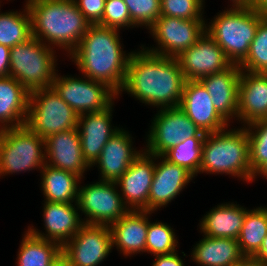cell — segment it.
I'll list each match as a JSON object with an SVG mask.
<instances>
[{
    "instance_id": "obj_1",
    "label": "cell",
    "mask_w": 267,
    "mask_h": 266,
    "mask_svg": "<svg viewBox=\"0 0 267 266\" xmlns=\"http://www.w3.org/2000/svg\"><path fill=\"white\" fill-rule=\"evenodd\" d=\"M186 79L176 57L152 53L143 46L133 51L127 67L126 92L145 105L163 108L179 107Z\"/></svg>"
},
{
    "instance_id": "obj_2",
    "label": "cell",
    "mask_w": 267,
    "mask_h": 266,
    "mask_svg": "<svg viewBox=\"0 0 267 266\" xmlns=\"http://www.w3.org/2000/svg\"><path fill=\"white\" fill-rule=\"evenodd\" d=\"M119 32L118 29L91 24L69 54L82 76L106 84L117 95L124 86L133 53L123 51Z\"/></svg>"
},
{
    "instance_id": "obj_3",
    "label": "cell",
    "mask_w": 267,
    "mask_h": 266,
    "mask_svg": "<svg viewBox=\"0 0 267 266\" xmlns=\"http://www.w3.org/2000/svg\"><path fill=\"white\" fill-rule=\"evenodd\" d=\"M32 36L69 54L91 25L73 0H26Z\"/></svg>"
},
{
    "instance_id": "obj_4",
    "label": "cell",
    "mask_w": 267,
    "mask_h": 266,
    "mask_svg": "<svg viewBox=\"0 0 267 266\" xmlns=\"http://www.w3.org/2000/svg\"><path fill=\"white\" fill-rule=\"evenodd\" d=\"M206 133L199 173L229 174L252 183L254 174L250 164V145L245 126Z\"/></svg>"
},
{
    "instance_id": "obj_5",
    "label": "cell",
    "mask_w": 267,
    "mask_h": 266,
    "mask_svg": "<svg viewBox=\"0 0 267 266\" xmlns=\"http://www.w3.org/2000/svg\"><path fill=\"white\" fill-rule=\"evenodd\" d=\"M264 15L250 8H228L218 13L205 31L224 51L232 64H240L247 56L260 20Z\"/></svg>"
},
{
    "instance_id": "obj_6",
    "label": "cell",
    "mask_w": 267,
    "mask_h": 266,
    "mask_svg": "<svg viewBox=\"0 0 267 266\" xmlns=\"http://www.w3.org/2000/svg\"><path fill=\"white\" fill-rule=\"evenodd\" d=\"M50 47L32 36L10 50V76L29 92L51 87L57 67V55Z\"/></svg>"
},
{
    "instance_id": "obj_7",
    "label": "cell",
    "mask_w": 267,
    "mask_h": 266,
    "mask_svg": "<svg viewBox=\"0 0 267 266\" xmlns=\"http://www.w3.org/2000/svg\"><path fill=\"white\" fill-rule=\"evenodd\" d=\"M45 163V140L26 125L0 130V176L41 170Z\"/></svg>"
},
{
    "instance_id": "obj_8",
    "label": "cell",
    "mask_w": 267,
    "mask_h": 266,
    "mask_svg": "<svg viewBox=\"0 0 267 266\" xmlns=\"http://www.w3.org/2000/svg\"><path fill=\"white\" fill-rule=\"evenodd\" d=\"M77 113L51 87L29 93L25 125L44 140L59 132L77 128Z\"/></svg>"
},
{
    "instance_id": "obj_9",
    "label": "cell",
    "mask_w": 267,
    "mask_h": 266,
    "mask_svg": "<svg viewBox=\"0 0 267 266\" xmlns=\"http://www.w3.org/2000/svg\"><path fill=\"white\" fill-rule=\"evenodd\" d=\"M98 181L84 186L79 184V212L87 217L83 219L85 224L110 226L121 219L129 208L124 204L116 182Z\"/></svg>"
},
{
    "instance_id": "obj_10",
    "label": "cell",
    "mask_w": 267,
    "mask_h": 266,
    "mask_svg": "<svg viewBox=\"0 0 267 266\" xmlns=\"http://www.w3.org/2000/svg\"><path fill=\"white\" fill-rule=\"evenodd\" d=\"M151 121L143 150L155 156L190 137L206 135L179 107L159 109Z\"/></svg>"
},
{
    "instance_id": "obj_11",
    "label": "cell",
    "mask_w": 267,
    "mask_h": 266,
    "mask_svg": "<svg viewBox=\"0 0 267 266\" xmlns=\"http://www.w3.org/2000/svg\"><path fill=\"white\" fill-rule=\"evenodd\" d=\"M84 79H83V78ZM61 76L56 72L52 87L76 113L100 112L109 107L118 96L106 84L88 77Z\"/></svg>"
},
{
    "instance_id": "obj_12",
    "label": "cell",
    "mask_w": 267,
    "mask_h": 266,
    "mask_svg": "<svg viewBox=\"0 0 267 266\" xmlns=\"http://www.w3.org/2000/svg\"><path fill=\"white\" fill-rule=\"evenodd\" d=\"M205 20H186L160 16L148 29L156 47L146 50L166 57H177L181 52L193 46L205 32Z\"/></svg>"
},
{
    "instance_id": "obj_13",
    "label": "cell",
    "mask_w": 267,
    "mask_h": 266,
    "mask_svg": "<svg viewBox=\"0 0 267 266\" xmlns=\"http://www.w3.org/2000/svg\"><path fill=\"white\" fill-rule=\"evenodd\" d=\"M112 235L107 225L84 224L62 246L70 266H98L111 253Z\"/></svg>"
},
{
    "instance_id": "obj_14",
    "label": "cell",
    "mask_w": 267,
    "mask_h": 266,
    "mask_svg": "<svg viewBox=\"0 0 267 266\" xmlns=\"http://www.w3.org/2000/svg\"><path fill=\"white\" fill-rule=\"evenodd\" d=\"M186 81L223 71L232 63L215 40L205 31L197 42L176 57Z\"/></svg>"
},
{
    "instance_id": "obj_15",
    "label": "cell",
    "mask_w": 267,
    "mask_h": 266,
    "mask_svg": "<svg viewBox=\"0 0 267 266\" xmlns=\"http://www.w3.org/2000/svg\"><path fill=\"white\" fill-rule=\"evenodd\" d=\"M155 170V155L142 152L116 181L129 210L148 211V196Z\"/></svg>"
},
{
    "instance_id": "obj_16",
    "label": "cell",
    "mask_w": 267,
    "mask_h": 266,
    "mask_svg": "<svg viewBox=\"0 0 267 266\" xmlns=\"http://www.w3.org/2000/svg\"><path fill=\"white\" fill-rule=\"evenodd\" d=\"M160 159L161 161H156ZM155 170L148 196V211L166 207L195 177L182 166L173 164L163 156H155Z\"/></svg>"
},
{
    "instance_id": "obj_17",
    "label": "cell",
    "mask_w": 267,
    "mask_h": 266,
    "mask_svg": "<svg viewBox=\"0 0 267 266\" xmlns=\"http://www.w3.org/2000/svg\"><path fill=\"white\" fill-rule=\"evenodd\" d=\"M74 204V205H73ZM44 232L33 225L28 230L36 237L54 241L63 246L85 224L78 212L77 203H57L44 201L43 204Z\"/></svg>"
},
{
    "instance_id": "obj_18",
    "label": "cell",
    "mask_w": 267,
    "mask_h": 266,
    "mask_svg": "<svg viewBox=\"0 0 267 266\" xmlns=\"http://www.w3.org/2000/svg\"><path fill=\"white\" fill-rule=\"evenodd\" d=\"M179 108L205 133L230 126L216 111L211 96L200 81L185 82Z\"/></svg>"
},
{
    "instance_id": "obj_19",
    "label": "cell",
    "mask_w": 267,
    "mask_h": 266,
    "mask_svg": "<svg viewBox=\"0 0 267 266\" xmlns=\"http://www.w3.org/2000/svg\"><path fill=\"white\" fill-rule=\"evenodd\" d=\"M114 102L100 112H90L78 115L77 129L81 141L82 154L91 167L99 158L105 144L119 127H112Z\"/></svg>"
},
{
    "instance_id": "obj_20",
    "label": "cell",
    "mask_w": 267,
    "mask_h": 266,
    "mask_svg": "<svg viewBox=\"0 0 267 266\" xmlns=\"http://www.w3.org/2000/svg\"><path fill=\"white\" fill-rule=\"evenodd\" d=\"M46 164L78 175L81 179L91 168L85 161L77 128L59 132L45 139Z\"/></svg>"
},
{
    "instance_id": "obj_21",
    "label": "cell",
    "mask_w": 267,
    "mask_h": 266,
    "mask_svg": "<svg viewBox=\"0 0 267 266\" xmlns=\"http://www.w3.org/2000/svg\"><path fill=\"white\" fill-rule=\"evenodd\" d=\"M241 69L231 64L223 71L210 74L199 81L208 91L216 111L230 124L238 120V97ZM233 118V119H232Z\"/></svg>"
},
{
    "instance_id": "obj_22",
    "label": "cell",
    "mask_w": 267,
    "mask_h": 266,
    "mask_svg": "<svg viewBox=\"0 0 267 266\" xmlns=\"http://www.w3.org/2000/svg\"><path fill=\"white\" fill-rule=\"evenodd\" d=\"M132 138L127 130L120 128L105 144L99 158L91 166L97 165L98 170L100 169V180L116 182L144 151H136L132 147Z\"/></svg>"
},
{
    "instance_id": "obj_23",
    "label": "cell",
    "mask_w": 267,
    "mask_h": 266,
    "mask_svg": "<svg viewBox=\"0 0 267 266\" xmlns=\"http://www.w3.org/2000/svg\"><path fill=\"white\" fill-rule=\"evenodd\" d=\"M262 119H267V73L241 70L238 121L246 126Z\"/></svg>"
},
{
    "instance_id": "obj_24",
    "label": "cell",
    "mask_w": 267,
    "mask_h": 266,
    "mask_svg": "<svg viewBox=\"0 0 267 266\" xmlns=\"http://www.w3.org/2000/svg\"><path fill=\"white\" fill-rule=\"evenodd\" d=\"M148 215L149 211L146 210H129L111 224L112 247L126 257L146 252Z\"/></svg>"
},
{
    "instance_id": "obj_25",
    "label": "cell",
    "mask_w": 267,
    "mask_h": 266,
    "mask_svg": "<svg viewBox=\"0 0 267 266\" xmlns=\"http://www.w3.org/2000/svg\"><path fill=\"white\" fill-rule=\"evenodd\" d=\"M193 247L191 258L201 266H240L247 259L242 254L237 239L211 238L203 235Z\"/></svg>"
},
{
    "instance_id": "obj_26",
    "label": "cell",
    "mask_w": 267,
    "mask_h": 266,
    "mask_svg": "<svg viewBox=\"0 0 267 266\" xmlns=\"http://www.w3.org/2000/svg\"><path fill=\"white\" fill-rule=\"evenodd\" d=\"M29 93L15 78L0 77V130L25 125Z\"/></svg>"
},
{
    "instance_id": "obj_27",
    "label": "cell",
    "mask_w": 267,
    "mask_h": 266,
    "mask_svg": "<svg viewBox=\"0 0 267 266\" xmlns=\"http://www.w3.org/2000/svg\"><path fill=\"white\" fill-rule=\"evenodd\" d=\"M210 210L199 223L200 232L211 238L238 239L247 209L227 202Z\"/></svg>"
},
{
    "instance_id": "obj_28",
    "label": "cell",
    "mask_w": 267,
    "mask_h": 266,
    "mask_svg": "<svg viewBox=\"0 0 267 266\" xmlns=\"http://www.w3.org/2000/svg\"><path fill=\"white\" fill-rule=\"evenodd\" d=\"M41 172V190L45 197L44 201L57 203H77L78 187L82 179L62 169L44 164Z\"/></svg>"
},
{
    "instance_id": "obj_29",
    "label": "cell",
    "mask_w": 267,
    "mask_h": 266,
    "mask_svg": "<svg viewBox=\"0 0 267 266\" xmlns=\"http://www.w3.org/2000/svg\"><path fill=\"white\" fill-rule=\"evenodd\" d=\"M24 233L16 258L17 266H49L62 254V246L57 242L36 237L29 230Z\"/></svg>"
},
{
    "instance_id": "obj_30",
    "label": "cell",
    "mask_w": 267,
    "mask_h": 266,
    "mask_svg": "<svg viewBox=\"0 0 267 266\" xmlns=\"http://www.w3.org/2000/svg\"><path fill=\"white\" fill-rule=\"evenodd\" d=\"M266 235L267 207L248 209L237 239L240 250L247 260H250L259 251Z\"/></svg>"
},
{
    "instance_id": "obj_31",
    "label": "cell",
    "mask_w": 267,
    "mask_h": 266,
    "mask_svg": "<svg viewBox=\"0 0 267 266\" xmlns=\"http://www.w3.org/2000/svg\"><path fill=\"white\" fill-rule=\"evenodd\" d=\"M24 11H0V44L9 48L32 37L31 16L25 3Z\"/></svg>"
},
{
    "instance_id": "obj_32",
    "label": "cell",
    "mask_w": 267,
    "mask_h": 266,
    "mask_svg": "<svg viewBox=\"0 0 267 266\" xmlns=\"http://www.w3.org/2000/svg\"><path fill=\"white\" fill-rule=\"evenodd\" d=\"M204 137H190L170 148L162 156L197 176L200 171Z\"/></svg>"
},
{
    "instance_id": "obj_33",
    "label": "cell",
    "mask_w": 267,
    "mask_h": 266,
    "mask_svg": "<svg viewBox=\"0 0 267 266\" xmlns=\"http://www.w3.org/2000/svg\"><path fill=\"white\" fill-rule=\"evenodd\" d=\"M153 212H149L148 230L146 237V253L155 255L171 254L177 251L178 240L175 230L167 223L156 221L150 222L149 217Z\"/></svg>"
},
{
    "instance_id": "obj_34",
    "label": "cell",
    "mask_w": 267,
    "mask_h": 266,
    "mask_svg": "<svg viewBox=\"0 0 267 266\" xmlns=\"http://www.w3.org/2000/svg\"><path fill=\"white\" fill-rule=\"evenodd\" d=\"M239 67L243 71L267 73V16L260 20L248 54Z\"/></svg>"
},
{
    "instance_id": "obj_35",
    "label": "cell",
    "mask_w": 267,
    "mask_h": 266,
    "mask_svg": "<svg viewBox=\"0 0 267 266\" xmlns=\"http://www.w3.org/2000/svg\"><path fill=\"white\" fill-rule=\"evenodd\" d=\"M250 145V164L255 174L267 163V119L258 120L245 126Z\"/></svg>"
},
{
    "instance_id": "obj_36",
    "label": "cell",
    "mask_w": 267,
    "mask_h": 266,
    "mask_svg": "<svg viewBox=\"0 0 267 266\" xmlns=\"http://www.w3.org/2000/svg\"><path fill=\"white\" fill-rule=\"evenodd\" d=\"M127 5L132 28L145 26L149 29L161 16V0H124Z\"/></svg>"
},
{
    "instance_id": "obj_37",
    "label": "cell",
    "mask_w": 267,
    "mask_h": 266,
    "mask_svg": "<svg viewBox=\"0 0 267 266\" xmlns=\"http://www.w3.org/2000/svg\"><path fill=\"white\" fill-rule=\"evenodd\" d=\"M205 0H161V16L204 20Z\"/></svg>"
},
{
    "instance_id": "obj_38",
    "label": "cell",
    "mask_w": 267,
    "mask_h": 266,
    "mask_svg": "<svg viewBox=\"0 0 267 266\" xmlns=\"http://www.w3.org/2000/svg\"><path fill=\"white\" fill-rule=\"evenodd\" d=\"M97 24L118 30L132 28V20L124 0H105L104 13Z\"/></svg>"
},
{
    "instance_id": "obj_39",
    "label": "cell",
    "mask_w": 267,
    "mask_h": 266,
    "mask_svg": "<svg viewBox=\"0 0 267 266\" xmlns=\"http://www.w3.org/2000/svg\"><path fill=\"white\" fill-rule=\"evenodd\" d=\"M80 10V12L85 16V18L90 22V24H97L103 16L105 0H73Z\"/></svg>"
},
{
    "instance_id": "obj_40",
    "label": "cell",
    "mask_w": 267,
    "mask_h": 266,
    "mask_svg": "<svg viewBox=\"0 0 267 266\" xmlns=\"http://www.w3.org/2000/svg\"><path fill=\"white\" fill-rule=\"evenodd\" d=\"M178 251L171 254L155 255L152 266H185Z\"/></svg>"
},
{
    "instance_id": "obj_41",
    "label": "cell",
    "mask_w": 267,
    "mask_h": 266,
    "mask_svg": "<svg viewBox=\"0 0 267 266\" xmlns=\"http://www.w3.org/2000/svg\"><path fill=\"white\" fill-rule=\"evenodd\" d=\"M10 50L11 48L0 44V77L10 76Z\"/></svg>"
},
{
    "instance_id": "obj_42",
    "label": "cell",
    "mask_w": 267,
    "mask_h": 266,
    "mask_svg": "<svg viewBox=\"0 0 267 266\" xmlns=\"http://www.w3.org/2000/svg\"><path fill=\"white\" fill-rule=\"evenodd\" d=\"M250 261L261 266H267V235L264 238L259 251L250 259Z\"/></svg>"
},
{
    "instance_id": "obj_43",
    "label": "cell",
    "mask_w": 267,
    "mask_h": 266,
    "mask_svg": "<svg viewBox=\"0 0 267 266\" xmlns=\"http://www.w3.org/2000/svg\"><path fill=\"white\" fill-rule=\"evenodd\" d=\"M251 7L260 14L267 16V0H252Z\"/></svg>"
},
{
    "instance_id": "obj_44",
    "label": "cell",
    "mask_w": 267,
    "mask_h": 266,
    "mask_svg": "<svg viewBox=\"0 0 267 266\" xmlns=\"http://www.w3.org/2000/svg\"><path fill=\"white\" fill-rule=\"evenodd\" d=\"M232 4L231 8H250L252 0H230Z\"/></svg>"
},
{
    "instance_id": "obj_45",
    "label": "cell",
    "mask_w": 267,
    "mask_h": 266,
    "mask_svg": "<svg viewBox=\"0 0 267 266\" xmlns=\"http://www.w3.org/2000/svg\"><path fill=\"white\" fill-rule=\"evenodd\" d=\"M49 266H70L67 258L61 254L58 258H56Z\"/></svg>"
},
{
    "instance_id": "obj_46",
    "label": "cell",
    "mask_w": 267,
    "mask_h": 266,
    "mask_svg": "<svg viewBox=\"0 0 267 266\" xmlns=\"http://www.w3.org/2000/svg\"><path fill=\"white\" fill-rule=\"evenodd\" d=\"M260 176L263 179H267V163L264 164L255 174H254V180L257 178L256 176Z\"/></svg>"
},
{
    "instance_id": "obj_47",
    "label": "cell",
    "mask_w": 267,
    "mask_h": 266,
    "mask_svg": "<svg viewBox=\"0 0 267 266\" xmlns=\"http://www.w3.org/2000/svg\"><path fill=\"white\" fill-rule=\"evenodd\" d=\"M240 266H261V265L255 264L254 262L247 260L244 264Z\"/></svg>"
}]
</instances>
